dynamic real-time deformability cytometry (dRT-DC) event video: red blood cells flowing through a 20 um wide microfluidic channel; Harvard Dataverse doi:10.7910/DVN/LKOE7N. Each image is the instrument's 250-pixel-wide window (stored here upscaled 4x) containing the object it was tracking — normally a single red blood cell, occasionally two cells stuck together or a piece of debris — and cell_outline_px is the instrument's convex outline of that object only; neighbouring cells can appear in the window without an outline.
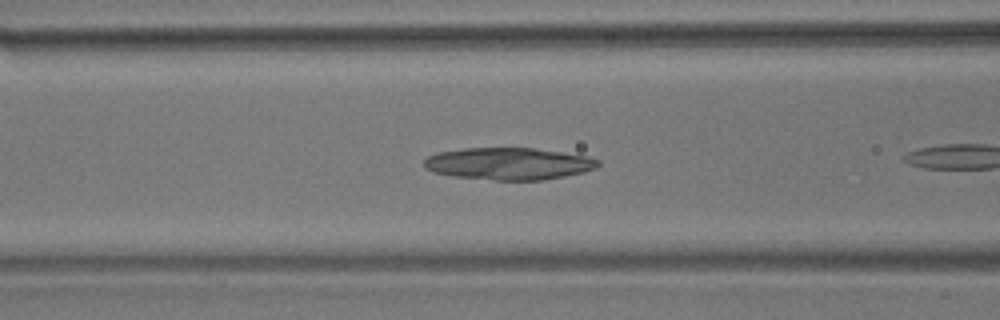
{"species": "common noctule bat (a hibernating species)", "species_latin": "Nyctalus noctula", "temperature_condition": "room temperature", "stored_images_in_passage": 43, "camera_frame_rate_fps": 3000, "um_per_image_px": 0.085, "animal": {"sex": "male", "body_mass_g": 17.9}, "frame": {"image": 1, "passage_image": 8, "time_ms": 2.333, "image_size_px": [1000, 320], "cell_outline_px": [[600, 164], [596, 168], [584, 172], [544, 180], [492, 180], [452, 176], [432, 172], [424, 168], [424, 160], [428, 156], [436, 152], [464, 148], [536, 148], [588, 156], [600, 160]], "centroid_in_image_um": [43.23, 13.91], "position_along_channel_um": 123.4, "area_um2": 32.83}}
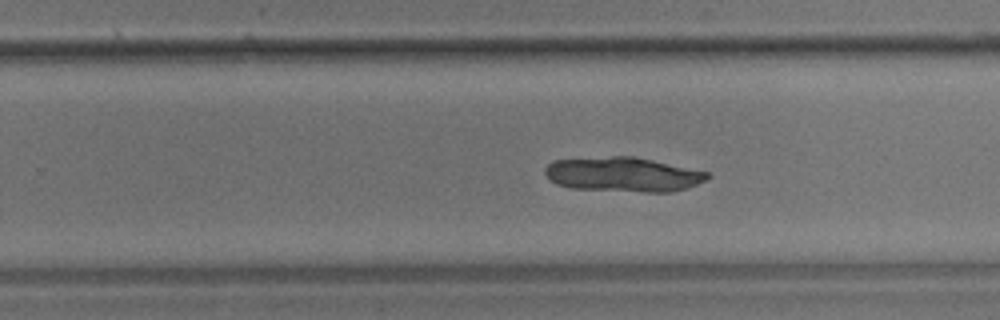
{"frame": {"image": 2, "passage_image": 21, "time_ms": 6.667, "image_size_px": [1000, 320], "cell_outline_px": [[712, 176], [688, 188], [672, 192], [644, 192], [572, 188], [556, 184], [544, 172], [544, 168], [552, 160], [612, 156], [632, 156], [652, 160], [708, 172]], "centroid_in_image_um": [52.96, 14.83], "position_along_channel_um": 276.8, "area_um2": 32.6}}
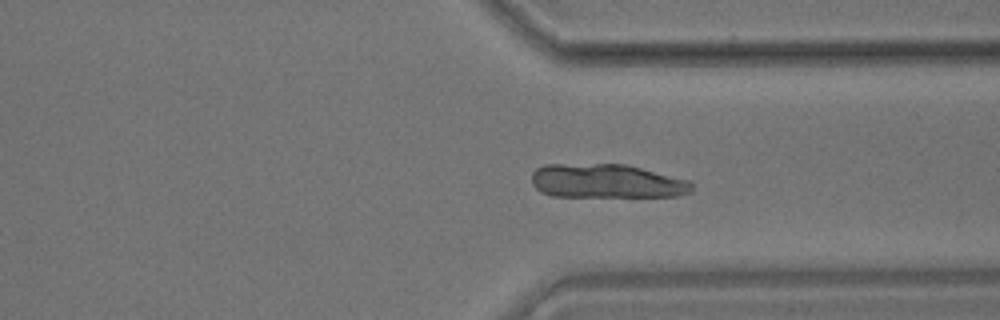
{"frame": {"image": 3, "passage_image": 28, "time_ms": 9.0, "image_size_px": [1000, 320], "cell_outline_px": [[692, 192], [676, 196], [552, 196], [540, 192], [532, 184], [532, 172], [536, 168], [544, 164], [628, 164], [692, 180]], "centroid_in_image_um": [51.58, 15.38], "position_along_channel_um": 359.8, "area_um2": 32.14}}